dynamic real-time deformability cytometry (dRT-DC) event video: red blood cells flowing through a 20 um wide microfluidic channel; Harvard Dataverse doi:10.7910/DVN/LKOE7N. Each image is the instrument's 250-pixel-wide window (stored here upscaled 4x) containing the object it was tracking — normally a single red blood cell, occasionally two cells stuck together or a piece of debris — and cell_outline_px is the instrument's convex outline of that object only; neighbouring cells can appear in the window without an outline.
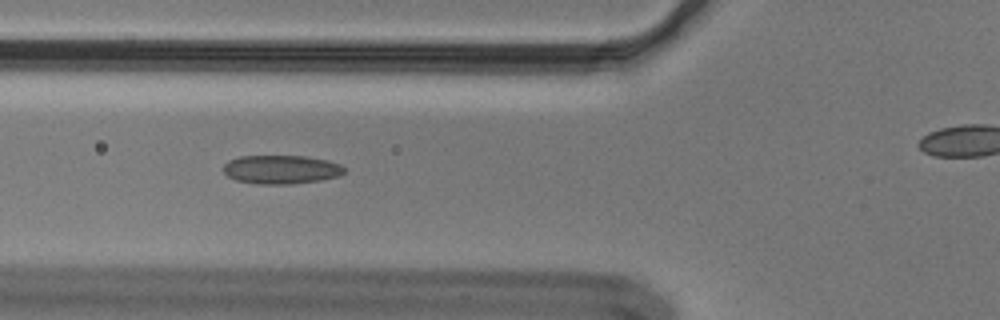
{"species": "Egyptian fruit bat (a non-hibernating species)", "species_latin": "Rousettus aegyptiacus", "temperature_condition": "cold", "stored_images_in_passage": 42, "camera_frame_rate_fps": 3000, "um_per_image_px": 0.085, "animal": {"sex": "male"}, "frame": {"image": 1, "passage_image": 14, "time_ms": 4.333, "image_size_px": [1000, 320], "cell_outline_px": [[344, 172], [340, 176], [320, 180], [292, 184], [256, 184], [236, 180], [228, 176], [220, 168], [228, 160], [240, 156], [304, 156], [328, 160], [340, 164], [344, 168]], "centroid_in_image_um": [23.87, 14.41], "position_along_channel_um": 101.9, "area_um2": 20.4}}
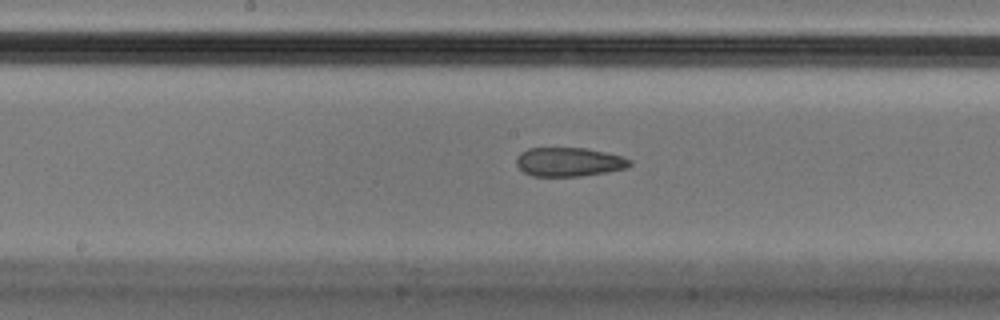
{"frame": {"image": 2, "passage_image": 22, "time_ms": 7.0, "image_size_px": [1000, 320], "cell_outline_px": [[632, 164], [624, 168], [608, 172], [580, 176], [532, 176], [524, 172], [516, 164], [516, 156], [520, 152], [528, 148], [588, 148], [624, 156], [632, 160]], "centroid_in_image_um": [48.37, 13.75], "position_along_channel_um": 199.8, "area_um2": 19.31}}
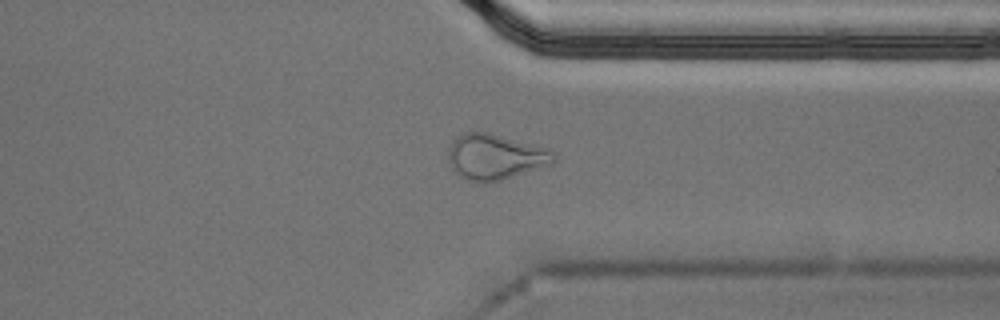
{"frame": {"image": 3, "passage_image": 36, "time_ms": 11.667, "image_size_px": [1000, 320], "cell_outline_px": [[556, 160], [552, 164], [500, 180], [484, 184], [468, 180], [460, 176], [452, 168], [448, 160], [448, 148], [452, 140], [456, 136], [464, 132], [488, 132], [552, 148], [556, 152]], "centroid_in_image_um": [42.12, 13.31], "position_along_channel_um": 369.3, "area_um2": 28.5}}